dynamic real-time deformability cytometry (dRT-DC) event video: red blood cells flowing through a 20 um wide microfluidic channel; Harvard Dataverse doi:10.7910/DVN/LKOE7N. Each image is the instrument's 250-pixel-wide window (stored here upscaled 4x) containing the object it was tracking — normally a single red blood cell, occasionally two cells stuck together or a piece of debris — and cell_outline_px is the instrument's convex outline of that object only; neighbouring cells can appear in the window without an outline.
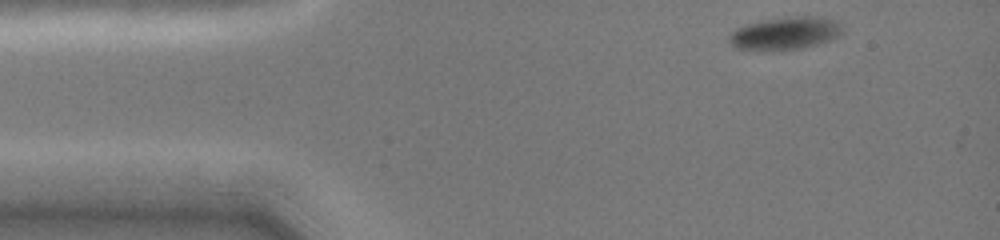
{"species": "common noctule bat (a hibernating species)", "species_latin": "Nyctalus noctula", "temperature_condition": "cold", "stored_images_in_passage": 5, "camera_frame_rate_fps": 3000, "um_per_image_px": 0.085, "animal": {"sex": "female", "body_mass_g": 19.0, "forearm_length_mm": 51.5}, "frame": {"image": 1, "passage_image": 1, "time_ms": 0.0, "image_size_px": [1000, 240], "cell_outline_px": [[840, 32], [836, 36], [828, 40], [816, 44], [800, 48], [736, 48], [732, 44], [732, 32], [736, 28], [752, 24], [772, 20], [804, 16], [828, 20], [836, 24]], "centroid_in_image_um": [66.71, 2.84], "position_along_channel_um": 18.3, "area_um2": 19.25}}
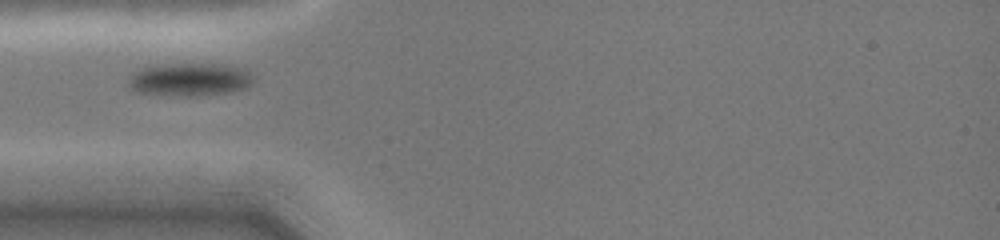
{"frame": {"image": 2, "passage_image": 4, "time_ms": 3.0, "image_size_px": [1000, 240], "cell_outline_px": [[252, 80], [244, 88], [224, 92], [200, 96], [172, 96], [136, 92], [128, 84], [128, 80], [140, 68], [156, 64], [216, 64], [236, 68], [248, 72]], "centroid_in_image_um": [16.01, 6.77], "position_along_channel_um": 69.0, "area_um2": 23.52}}